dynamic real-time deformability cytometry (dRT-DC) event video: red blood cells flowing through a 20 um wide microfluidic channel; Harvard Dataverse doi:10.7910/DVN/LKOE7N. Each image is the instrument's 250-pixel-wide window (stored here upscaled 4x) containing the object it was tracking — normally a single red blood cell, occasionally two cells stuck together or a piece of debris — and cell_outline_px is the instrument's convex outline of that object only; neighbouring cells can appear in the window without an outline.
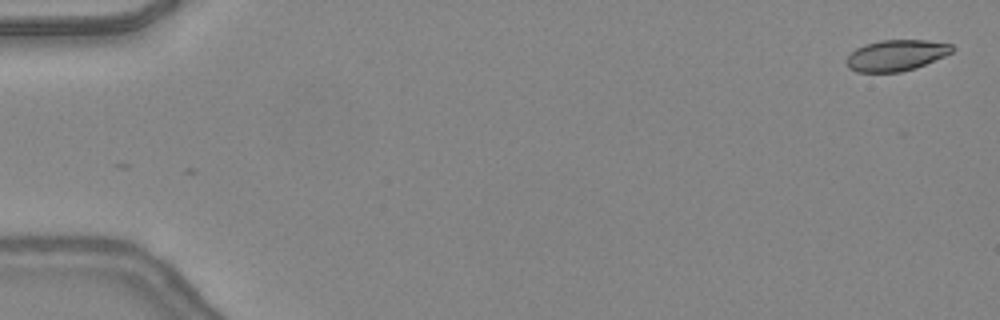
{"species": "common noctule bat (a hibernating species)", "species_latin": "Nyctalus noctula", "temperature_condition": "warm", "stored_images_in_passage": 48, "camera_frame_rate_fps": 3000, "um_per_image_px": 0.085, "animal": {"sex": "female", "body_mass_g": 24.6, "forearm_length_mm": 56.2}, "frame": {"image": 1, "passage_image": 2, "time_ms": 0.333, "image_size_px": [1000, 320], "cell_outline_px": [[956, 48], [952, 52], [944, 56], [916, 68], [900, 72], [856, 72], [848, 68], [844, 60], [856, 48], [864, 44], [880, 40], [928, 40], [952, 44]], "centroid_in_image_um": [76.16, 4.7], "position_along_channel_um": 8.8, "area_um2": 19.31}}
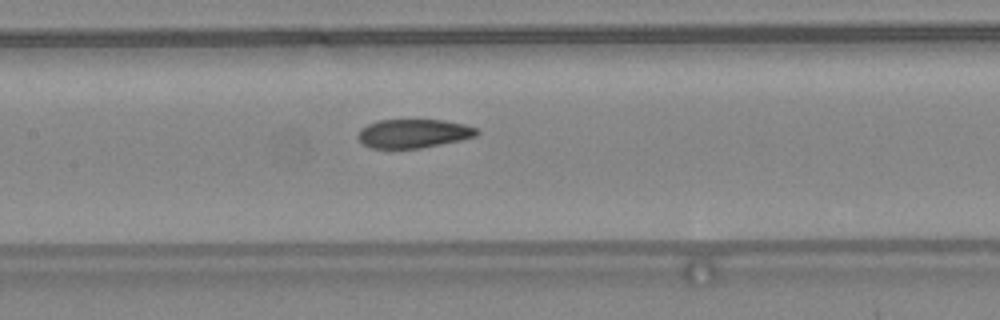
{"frame": {"image": 2, "passage_image": 24, "time_ms": 7.667, "image_size_px": [1000, 320], "cell_outline_px": [[480, 132], [476, 136], [460, 140], [420, 148], [372, 148], [364, 144], [356, 136], [360, 128], [368, 124], [380, 120], [444, 120], [464, 124], [476, 128]], "centroid_in_image_um": [35.14, 11.34], "position_along_channel_um": 172.3, "area_um2": 19.83}}
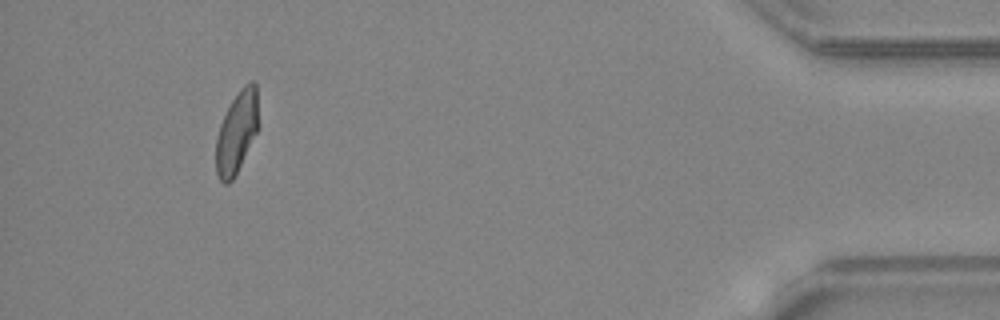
{"frame": {"image": 3, "passage_image": 45, "time_ms": 14.667, "image_size_px": [1000, 320], "cell_outline_px": [[256, 132], [232, 180], [228, 184], [224, 184], [220, 180], [216, 172], [216, 136], [220, 124], [232, 100], [240, 88], [244, 84], [252, 80], [256, 80]], "centroid_in_image_um": [20.08, 11.23], "position_along_channel_um": 415.1, "area_um2": 19.54}, "authors_computed_cell_mechanics": {"area_um2": 20.7213, "velocity_mm_per_s": 4.3989, "shape_relaxation_time_tau1_ms": 9.9392, "shape_relaxation_time_tau2_ms": 1.7829, "deformation_change_tau1": 0.2564, "deformation_change_tau2": 0.0715}}